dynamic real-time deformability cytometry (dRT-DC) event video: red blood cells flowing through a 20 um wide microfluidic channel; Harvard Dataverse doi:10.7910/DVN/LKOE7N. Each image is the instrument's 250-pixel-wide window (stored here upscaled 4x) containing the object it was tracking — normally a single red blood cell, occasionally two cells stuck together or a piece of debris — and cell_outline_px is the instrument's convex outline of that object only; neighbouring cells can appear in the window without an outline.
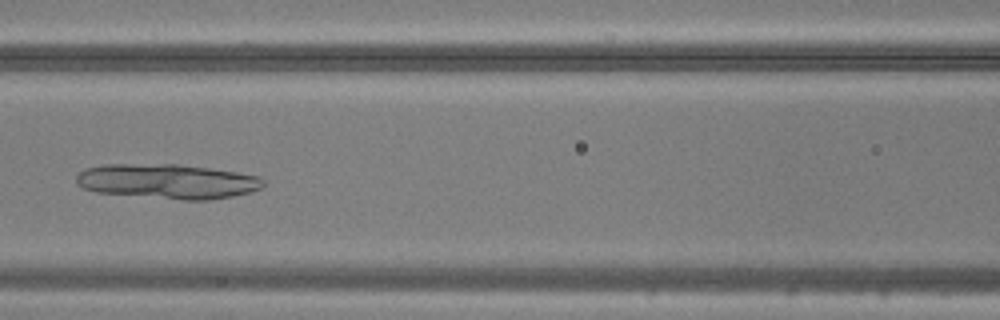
{"species": "common noctule bat (a hibernating species)", "species_latin": "Nyctalus noctula", "temperature_condition": "warm", "stored_images_in_passage": 48, "camera_frame_rate_fps": 3000, "um_per_image_px": 0.085, "animal": {"sex": "male", "body_mass_g": 20.5, "forearm_length_mm": 52.5}, "frame": {"image": 1, "passage_image": 22, "time_ms": 7.0, "image_size_px": [1000, 320], "cell_outline_px": [[264, 184], [260, 188], [252, 192], [232, 196], [208, 200], [184, 200], [96, 192], [84, 188], [76, 184], [76, 176], [84, 168], [104, 164], [176, 164], [208, 168], [236, 172], [260, 176], [264, 180]], "centroid_in_image_um": [14.23, 15.41], "position_along_channel_um": 152.4, "area_um2": 37.92}}
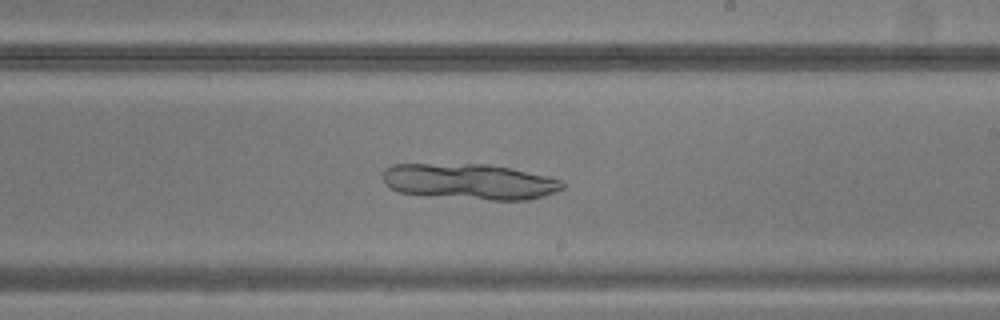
{"frame": {"image": 2, "passage_image": 29, "time_ms": 9.333, "image_size_px": [1000, 320], "cell_outline_px": [[564, 188], [556, 192], [544, 196], [528, 200], [492, 200], [424, 196], [400, 192], [384, 184], [384, 168], [392, 164], [488, 164], [548, 176], [560, 180], [564, 184]], "centroid_in_image_um": [39.9, 15.45], "position_along_channel_um": 249.1, "area_um2": 37.63}}
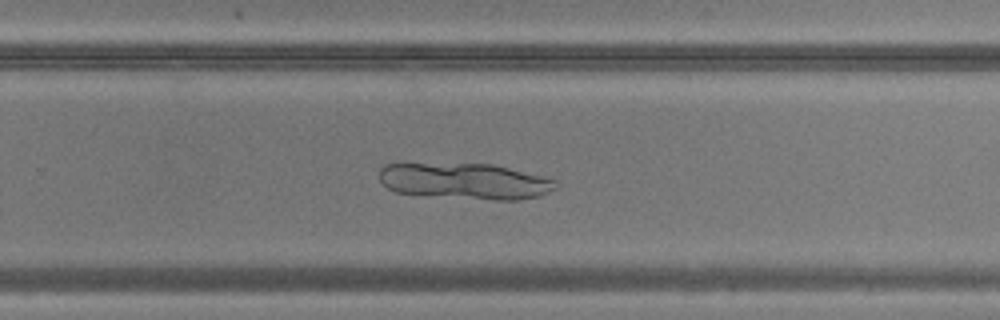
{"frame": {"image": 3, "passage_image": 32, "time_ms": 10.333, "image_size_px": [1000, 320], "cell_outline_px": [[560, 184], [556, 188], [540, 196], [520, 200], [496, 200], [396, 192], [388, 188], [380, 180], [380, 168], [384, 164], [492, 164], [544, 176], [556, 180]], "centroid_in_image_um": [39.6, 15.4], "position_along_channel_um": 290.2, "area_um2": 36.76}}